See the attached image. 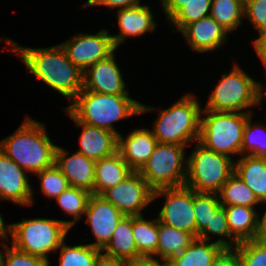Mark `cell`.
I'll return each instance as SVG.
<instances>
[{
	"label": "cell",
	"instance_id": "1",
	"mask_svg": "<svg viewBox=\"0 0 266 266\" xmlns=\"http://www.w3.org/2000/svg\"><path fill=\"white\" fill-rule=\"evenodd\" d=\"M6 44L20 56L27 70L51 89L72 101L83 89V72L74 65L59 44L49 48H31L18 45L7 38Z\"/></svg>",
	"mask_w": 266,
	"mask_h": 266
},
{
	"label": "cell",
	"instance_id": "2",
	"mask_svg": "<svg viewBox=\"0 0 266 266\" xmlns=\"http://www.w3.org/2000/svg\"><path fill=\"white\" fill-rule=\"evenodd\" d=\"M66 109L79 121L111 131L117 136L113 123L133 115L155 111L129 97V94H103L81 90Z\"/></svg>",
	"mask_w": 266,
	"mask_h": 266
},
{
	"label": "cell",
	"instance_id": "3",
	"mask_svg": "<svg viewBox=\"0 0 266 266\" xmlns=\"http://www.w3.org/2000/svg\"><path fill=\"white\" fill-rule=\"evenodd\" d=\"M56 148L45 125L30 117L12 135L0 140V150L24 171L31 173L54 165Z\"/></svg>",
	"mask_w": 266,
	"mask_h": 266
},
{
	"label": "cell",
	"instance_id": "4",
	"mask_svg": "<svg viewBox=\"0 0 266 266\" xmlns=\"http://www.w3.org/2000/svg\"><path fill=\"white\" fill-rule=\"evenodd\" d=\"M202 109L198 99L188 93L159 112L151 131L159 143L186 146L198 141Z\"/></svg>",
	"mask_w": 266,
	"mask_h": 266
},
{
	"label": "cell",
	"instance_id": "5",
	"mask_svg": "<svg viewBox=\"0 0 266 266\" xmlns=\"http://www.w3.org/2000/svg\"><path fill=\"white\" fill-rule=\"evenodd\" d=\"M233 65L228 74L222 75L202 110L251 113L248 109L242 110L262 103L266 95L262 91L263 86L247 75L237 63Z\"/></svg>",
	"mask_w": 266,
	"mask_h": 266
},
{
	"label": "cell",
	"instance_id": "6",
	"mask_svg": "<svg viewBox=\"0 0 266 266\" xmlns=\"http://www.w3.org/2000/svg\"><path fill=\"white\" fill-rule=\"evenodd\" d=\"M198 142L216 153L241 155L245 124L252 113L202 110ZM207 115V116H206Z\"/></svg>",
	"mask_w": 266,
	"mask_h": 266
},
{
	"label": "cell",
	"instance_id": "7",
	"mask_svg": "<svg viewBox=\"0 0 266 266\" xmlns=\"http://www.w3.org/2000/svg\"><path fill=\"white\" fill-rule=\"evenodd\" d=\"M9 226L14 248L47 260L51 251L59 250L70 230L68 221L48 218L22 219Z\"/></svg>",
	"mask_w": 266,
	"mask_h": 266
},
{
	"label": "cell",
	"instance_id": "8",
	"mask_svg": "<svg viewBox=\"0 0 266 266\" xmlns=\"http://www.w3.org/2000/svg\"><path fill=\"white\" fill-rule=\"evenodd\" d=\"M185 186L197 193H216L234 174L235 162L231 156L205 148L198 141L188 156Z\"/></svg>",
	"mask_w": 266,
	"mask_h": 266
},
{
	"label": "cell",
	"instance_id": "9",
	"mask_svg": "<svg viewBox=\"0 0 266 266\" xmlns=\"http://www.w3.org/2000/svg\"><path fill=\"white\" fill-rule=\"evenodd\" d=\"M185 147L157 143L150 158L138 171L154 191L185 185L188 161L185 157Z\"/></svg>",
	"mask_w": 266,
	"mask_h": 266
},
{
	"label": "cell",
	"instance_id": "10",
	"mask_svg": "<svg viewBox=\"0 0 266 266\" xmlns=\"http://www.w3.org/2000/svg\"><path fill=\"white\" fill-rule=\"evenodd\" d=\"M154 190L138 171L131 172L121 183L100 195L125 216H141L142 210L153 201Z\"/></svg>",
	"mask_w": 266,
	"mask_h": 266
},
{
	"label": "cell",
	"instance_id": "11",
	"mask_svg": "<svg viewBox=\"0 0 266 266\" xmlns=\"http://www.w3.org/2000/svg\"><path fill=\"white\" fill-rule=\"evenodd\" d=\"M166 196L158 220L173 228L186 231L196 238V221L193 212V189L187 186L157 189L153 200Z\"/></svg>",
	"mask_w": 266,
	"mask_h": 266
},
{
	"label": "cell",
	"instance_id": "12",
	"mask_svg": "<svg viewBox=\"0 0 266 266\" xmlns=\"http://www.w3.org/2000/svg\"><path fill=\"white\" fill-rule=\"evenodd\" d=\"M60 45L68 59L82 72L116 51L112 37L105 29L92 35L78 34Z\"/></svg>",
	"mask_w": 266,
	"mask_h": 266
},
{
	"label": "cell",
	"instance_id": "13",
	"mask_svg": "<svg viewBox=\"0 0 266 266\" xmlns=\"http://www.w3.org/2000/svg\"><path fill=\"white\" fill-rule=\"evenodd\" d=\"M85 215L86 222L96 238V242L90 243V245L100 250L110 241L116 226L125 216L101 195L95 194H91L89 197Z\"/></svg>",
	"mask_w": 266,
	"mask_h": 266
},
{
	"label": "cell",
	"instance_id": "14",
	"mask_svg": "<svg viewBox=\"0 0 266 266\" xmlns=\"http://www.w3.org/2000/svg\"><path fill=\"white\" fill-rule=\"evenodd\" d=\"M125 87L114 52L83 72V90L111 95L129 94Z\"/></svg>",
	"mask_w": 266,
	"mask_h": 266
},
{
	"label": "cell",
	"instance_id": "15",
	"mask_svg": "<svg viewBox=\"0 0 266 266\" xmlns=\"http://www.w3.org/2000/svg\"><path fill=\"white\" fill-rule=\"evenodd\" d=\"M33 196L26 171L0 150V200L31 206Z\"/></svg>",
	"mask_w": 266,
	"mask_h": 266
},
{
	"label": "cell",
	"instance_id": "16",
	"mask_svg": "<svg viewBox=\"0 0 266 266\" xmlns=\"http://www.w3.org/2000/svg\"><path fill=\"white\" fill-rule=\"evenodd\" d=\"M67 155L68 152L64 148L57 146L55 165L67 178L70 186L94 194L95 161L77 151L69 157Z\"/></svg>",
	"mask_w": 266,
	"mask_h": 266
},
{
	"label": "cell",
	"instance_id": "17",
	"mask_svg": "<svg viewBox=\"0 0 266 266\" xmlns=\"http://www.w3.org/2000/svg\"><path fill=\"white\" fill-rule=\"evenodd\" d=\"M68 115L78 127H82L79 153L98 161L118 151V136L109 130L79 122L66 108Z\"/></svg>",
	"mask_w": 266,
	"mask_h": 266
},
{
	"label": "cell",
	"instance_id": "18",
	"mask_svg": "<svg viewBox=\"0 0 266 266\" xmlns=\"http://www.w3.org/2000/svg\"><path fill=\"white\" fill-rule=\"evenodd\" d=\"M194 51L215 50L227 42V33L210 15L186 25L181 31Z\"/></svg>",
	"mask_w": 266,
	"mask_h": 266
},
{
	"label": "cell",
	"instance_id": "19",
	"mask_svg": "<svg viewBox=\"0 0 266 266\" xmlns=\"http://www.w3.org/2000/svg\"><path fill=\"white\" fill-rule=\"evenodd\" d=\"M158 141L152 131L135 129L127 137L118 136V151L133 171H139L150 158Z\"/></svg>",
	"mask_w": 266,
	"mask_h": 266
},
{
	"label": "cell",
	"instance_id": "20",
	"mask_svg": "<svg viewBox=\"0 0 266 266\" xmlns=\"http://www.w3.org/2000/svg\"><path fill=\"white\" fill-rule=\"evenodd\" d=\"M119 34L111 35L116 49L125 42L128 36L143 35L148 31H155L157 23L149 5H139L117 11Z\"/></svg>",
	"mask_w": 266,
	"mask_h": 266
},
{
	"label": "cell",
	"instance_id": "21",
	"mask_svg": "<svg viewBox=\"0 0 266 266\" xmlns=\"http://www.w3.org/2000/svg\"><path fill=\"white\" fill-rule=\"evenodd\" d=\"M133 170L123 160L119 151L95 161L94 194L121 183Z\"/></svg>",
	"mask_w": 266,
	"mask_h": 266
},
{
	"label": "cell",
	"instance_id": "22",
	"mask_svg": "<svg viewBox=\"0 0 266 266\" xmlns=\"http://www.w3.org/2000/svg\"><path fill=\"white\" fill-rule=\"evenodd\" d=\"M194 240L195 237L192 234L158 220L157 256H160V260H164L168 265L181 258Z\"/></svg>",
	"mask_w": 266,
	"mask_h": 266
},
{
	"label": "cell",
	"instance_id": "23",
	"mask_svg": "<svg viewBox=\"0 0 266 266\" xmlns=\"http://www.w3.org/2000/svg\"><path fill=\"white\" fill-rule=\"evenodd\" d=\"M235 161L234 173L253 191L260 202H266V158L243 155Z\"/></svg>",
	"mask_w": 266,
	"mask_h": 266
},
{
	"label": "cell",
	"instance_id": "24",
	"mask_svg": "<svg viewBox=\"0 0 266 266\" xmlns=\"http://www.w3.org/2000/svg\"><path fill=\"white\" fill-rule=\"evenodd\" d=\"M231 235L240 243L256 239L258 216L254 207L224 206Z\"/></svg>",
	"mask_w": 266,
	"mask_h": 266
},
{
	"label": "cell",
	"instance_id": "25",
	"mask_svg": "<svg viewBox=\"0 0 266 266\" xmlns=\"http://www.w3.org/2000/svg\"><path fill=\"white\" fill-rule=\"evenodd\" d=\"M102 252L125 261L135 260L143 256L138 252L132 232V216H124Z\"/></svg>",
	"mask_w": 266,
	"mask_h": 266
},
{
	"label": "cell",
	"instance_id": "26",
	"mask_svg": "<svg viewBox=\"0 0 266 266\" xmlns=\"http://www.w3.org/2000/svg\"><path fill=\"white\" fill-rule=\"evenodd\" d=\"M132 232L136 248L143 257L157 256L158 218L150 221L143 215L132 216Z\"/></svg>",
	"mask_w": 266,
	"mask_h": 266
},
{
	"label": "cell",
	"instance_id": "27",
	"mask_svg": "<svg viewBox=\"0 0 266 266\" xmlns=\"http://www.w3.org/2000/svg\"><path fill=\"white\" fill-rule=\"evenodd\" d=\"M222 206L241 205L255 207L261 203L253 191L234 173L218 192Z\"/></svg>",
	"mask_w": 266,
	"mask_h": 266
},
{
	"label": "cell",
	"instance_id": "28",
	"mask_svg": "<svg viewBox=\"0 0 266 266\" xmlns=\"http://www.w3.org/2000/svg\"><path fill=\"white\" fill-rule=\"evenodd\" d=\"M223 248L215 242L195 240L186 248L185 254L169 266H212L214 258Z\"/></svg>",
	"mask_w": 266,
	"mask_h": 266
},
{
	"label": "cell",
	"instance_id": "29",
	"mask_svg": "<svg viewBox=\"0 0 266 266\" xmlns=\"http://www.w3.org/2000/svg\"><path fill=\"white\" fill-rule=\"evenodd\" d=\"M210 16L228 32L242 25L244 0H212Z\"/></svg>",
	"mask_w": 266,
	"mask_h": 266
},
{
	"label": "cell",
	"instance_id": "30",
	"mask_svg": "<svg viewBox=\"0 0 266 266\" xmlns=\"http://www.w3.org/2000/svg\"><path fill=\"white\" fill-rule=\"evenodd\" d=\"M92 193L89 191L69 186L55 200L58 202L61 209L73 217V220L68 221V227L71 229L76 221L80 220L87 208L89 197Z\"/></svg>",
	"mask_w": 266,
	"mask_h": 266
},
{
	"label": "cell",
	"instance_id": "31",
	"mask_svg": "<svg viewBox=\"0 0 266 266\" xmlns=\"http://www.w3.org/2000/svg\"><path fill=\"white\" fill-rule=\"evenodd\" d=\"M210 233L212 235L220 236L221 238L215 241L216 244L222 248H236L239 242L231 235L228 227L227 217L225 213V207L220 205L215 212L211 215V219L206 228L198 235V239L208 241L211 240ZM231 239L226 241L224 237ZM232 244V245H231Z\"/></svg>",
	"mask_w": 266,
	"mask_h": 266
},
{
	"label": "cell",
	"instance_id": "32",
	"mask_svg": "<svg viewBox=\"0 0 266 266\" xmlns=\"http://www.w3.org/2000/svg\"><path fill=\"white\" fill-rule=\"evenodd\" d=\"M59 266H94L100 249L90 244L67 246L63 241L60 245Z\"/></svg>",
	"mask_w": 266,
	"mask_h": 266
},
{
	"label": "cell",
	"instance_id": "33",
	"mask_svg": "<svg viewBox=\"0 0 266 266\" xmlns=\"http://www.w3.org/2000/svg\"><path fill=\"white\" fill-rule=\"evenodd\" d=\"M216 193H197L193 190V212L196 221V238L206 228L211 215L220 206Z\"/></svg>",
	"mask_w": 266,
	"mask_h": 266
},
{
	"label": "cell",
	"instance_id": "34",
	"mask_svg": "<svg viewBox=\"0 0 266 266\" xmlns=\"http://www.w3.org/2000/svg\"><path fill=\"white\" fill-rule=\"evenodd\" d=\"M212 0H192L181 7L170 19V24L181 31L186 25L210 15Z\"/></svg>",
	"mask_w": 266,
	"mask_h": 266
},
{
	"label": "cell",
	"instance_id": "35",
	"mask_svg": "<svg viewBox=\"0 0 266 266\" xmlns=\"http://www.w3.org/2000/svg\"><path fill=\"white\" fill-rule=\"evenodd\" d=\"M252 115L245 124L241 155L248 152V155L266 158V127L261 124L252 126Z\"/></svg>",
	"mask_w": 266,
	"mask_h": 266
},
{
	"label": "cell",
	"instance_id": "36",
	"mask_svg": "<svg viewBox=\"0 0 266 266\" xmlns=\"http://www.w3.org/2000/svg\"><path fill=\"white\" fill-rule=\"evenodd\" d=\"M36 174L41 180V192L46 197L55 199L70 186L67 178L55 164Z\"/></svg>",
	"mask_w": 266,
	"mask_h": 266
},
{
	"label": "cell",
	"instance_id": "37",
	"mask_svg": "<svg viewBox=\"0 0 266 266\" xmlns=\"http://www.w3.org/2000/svg\"><path fill=\"white\" fill-rule=\"evenodd\" d=\"M242 266H266V242L247 240L236 246Z\"/></svg>",
	"mask_w": 266,
	"mask_h": 266
},
{
	"label": "cell",
	"instance_id": "38",
	"mask_svg": "<svg viewBox=\"0 0 266 266\" xmlns=\"http://www.w3.org/2000/svg\"><path fill=\"white\" fill-rule=\"evenodd\" d=\"M1 245L6 251V255L1 254V266H50L49 260L45 258L22 252L13 246L9 247L4 241Z\"/></svg>",
	"mask_w": 266,
	"mask_h": 266
},
{
	"label": "cell",
	"instance_id": "39",
	"mask_svg": "<svg viewBox=\"0 0 266 266\" xmlns=\"http://www.w3.org/2000/svg\"><path fill=\"white\" fill-rule=\"evenodd\" d=\"M249 18L257 32L266 27V0H244V17Z\"/></svg>",
	"mask_w": 266,
	"mask_h": 266
},
{
	"label": "cell",
	"instance_id": "40",
	"mask_svg": "<svg viewBox=\"0 0 266 266\" xmlns=\"http://www.w3.org/2000/svg\"><path fill=\"white\" fill-rule=\"evenodd\" d=\"M212 266H242L236 248H223L214 258Z\"/></svg>",
	"mask_w": 266,
	"mask_h": 266
},
{
	"label": "cell",
	"instance_id": "41",
	"mask_svg": "<svg viewBox=\"0 0 266 266\" xmlns=\"http://www.w3.org/2000/svg\"><path fill=\"white\" fill-rule=\"evenodd\" d=\"M106 6V8H117L118 10L141 5L140 0H87L83 6Z\"/></svg>",
	"mask_w": 266,
	"mask_h": 266
},
{
	"label": "cell",
	"instance_id": "42",
	"mask_svg": "<svg viewBox=\"0 0 266 266\" xmlns=\"http://www.w3.org/2000/svg\"><path fill=\"white\" fill-rule=\"evenodd\" d=\"M94 266H127V261L116 258L107 253H102V250L97 254Z\"/></svg>",
	"mask_w": 266,
	"mask_h": 266
},
{
	"label": "cell",
	"instance_id": "43",
	"mask_svg": "<svg viewBox=\"0 0 266 266\" xmlns=\"http://www.w3.org/2000/svg\"><path fill=\"white\" fill-rule=\"evenodd\" d=\"M259 38L252 41L255 51L262 63L266 61V27L258 31Z\"/></svg>",
	"mask_w": 266,
	"mask_h": 266
},
{
	"label": "cell",
	"instance_id": "44",
	"mask_svg": "<svg viewBox=\"0 0 266 266\" xmlns=\"http://www.w3.org/2000/svg\"><path fill=\"white\" fill-rule=\"evenodd\" d=\"M192 0H161L163 11L169 20L181 7Z\"/></svg>",
	"mask_w": 266,
	"mask_h": 266
},
{
	"label": "cell",
	"instance_id": "45",
	"mask_svg": "<svg viewBox=\"0 0 266 266\" xmlns=\"http://www.w3.org/2000/svg\"><path fill=\"white\" fill-rule=\"evenodd\" d=\"M159 260L155 257H142L135 260L127 261V266H169L164 260Z\"/></svg>",
	"mask_w": 266,
	"mask_h": 266
},
{
	"label": "cell",
	"instance_id": "46",
	"mask_svg": "<svg viewBox=\"0 0 266 266\" xmlns=\"http://www.w3.org/2000/svg\"><path fill=\"white\" fill-rule=\"evenodd\" d=\"M256 240L266 242V210L262 218L258 216V228H257V233H256Z\"/></svg>",
	"mask_w": 266,
	"mask_h": 266
},
{
	"label": "cell",
	"instance_id": "47",
	"mask_svg": "<svg viewBox=\"0 0 266 266\" xmlns=\"http://www.w3.org/2000/svg\"><path fill=\"white\" fill-rule=\"evenodd\" d=\"M2 215L0 214V238L3 240L8 239V233L10 231V226L7 224L4 226Z\"/></svg>",
	"mask_w": 266,
	"mask_h": 266
},
{
	"label": "cell",
	"instance_id": "48",
	"mask_svg": "<svg viewBox=\"0 0 266 266\" xmlns=\"http://www.w3.org/2000/svg\"><path fill=\"white\" fill-rule=\"evenodd\" d=\"M1 254H2V251L0 249V266H1Z\"/></svg>",
	"mask_w": 266,
	"mask_h": 266
}]
</instances>
